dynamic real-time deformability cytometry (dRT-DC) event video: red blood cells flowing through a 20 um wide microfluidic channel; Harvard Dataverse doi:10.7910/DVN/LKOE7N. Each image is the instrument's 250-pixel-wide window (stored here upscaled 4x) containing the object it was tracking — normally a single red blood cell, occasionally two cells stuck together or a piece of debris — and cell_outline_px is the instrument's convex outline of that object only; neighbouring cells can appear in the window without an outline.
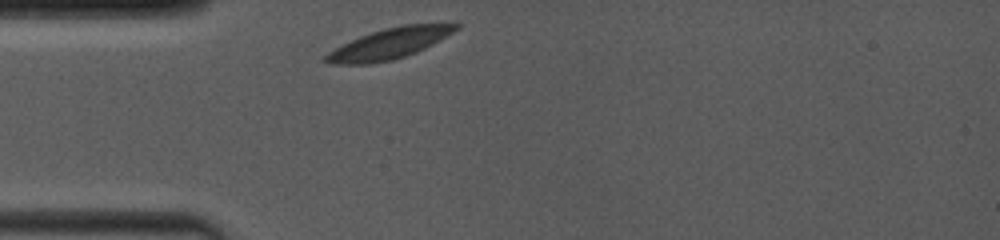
{"species": "common noctule bat (a hibernating species)", "species_latin": "Nyctalus noctula", "temperature_condition": "room temperature", "stored_images_in_passage": 1, "camera_frame_rate_fps": 4000, "um_per_image_px": 0.085, "animal": {"sex": "female", "body_mass_g": 19.0, "forearm_length_mm": 53.3}, "frame": {"image": 1, "passage_image": 1, "time_ms": 0.0, "image_size_px": [1000, 240], "cell_outline_px": [[460, 28], [432, 44], [416, 52], [392, 60], [368, 64], [332, 64], [324, 60], [324, 56], [328, 52], [360, 36], [384, 28], [404, 24], [456, 20], [460, 24]], "centroid_in_image_um": [33.23, 3.65], "position_along_channel_um": 51.8, "area_um2": 23.58}}